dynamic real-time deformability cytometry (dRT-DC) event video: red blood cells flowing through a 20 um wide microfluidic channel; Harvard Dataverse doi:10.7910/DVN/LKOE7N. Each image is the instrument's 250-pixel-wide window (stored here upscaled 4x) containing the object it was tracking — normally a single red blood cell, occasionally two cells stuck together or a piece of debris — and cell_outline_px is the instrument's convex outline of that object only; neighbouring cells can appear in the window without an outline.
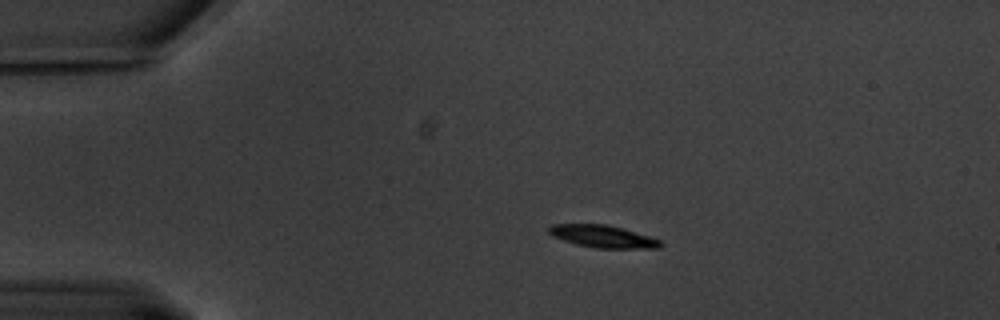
{"species": "common noctule bat (a hibernating species)", "species_latin": "Nyctalus noctula", "temperature_condition": "warm", "stored_images_in_passage": 51, "camera_frame_rate_fps": 3000, "um_per_image_px": 0.085, "animal": {"sex": "male", "body_mass_g": 20.1, "forearm_length_mm": 53.5}, "frame": {"image": 1, "passage_image": 1, "time_ms": 0.0, "image_size_px": [1000, 320], "cell_outline_px": [[664, 244], [660, 248], [596, 248], [576, 244], [552, 236], [548, 232], [548, 228], [552, 224], [608, 224], [648, 236], [660, 240]], "centroid_in_image_um": [51.23, 20.09], "position_along_channel_um": 33.8, "area_um2": 14.45}}
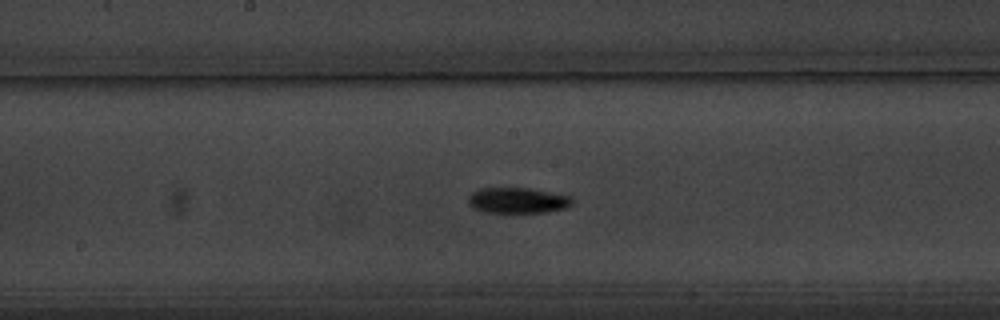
{"frame": {"image": 2, "passage_image": 21, "time_ms": 6.667, "image_size_px": [1000, 320], "cell_outline_px": [[572, 204], [568, 208], [548, 212], [484, 212], [472, 208], [468, 204], [468, 196], [472, 192], [480, 188], [532, 188], [572, 196]], "centroid_in_image_um": [44.01, 17.03], "position_along_channel_um": 204.2, "area_um2": 15.78}}
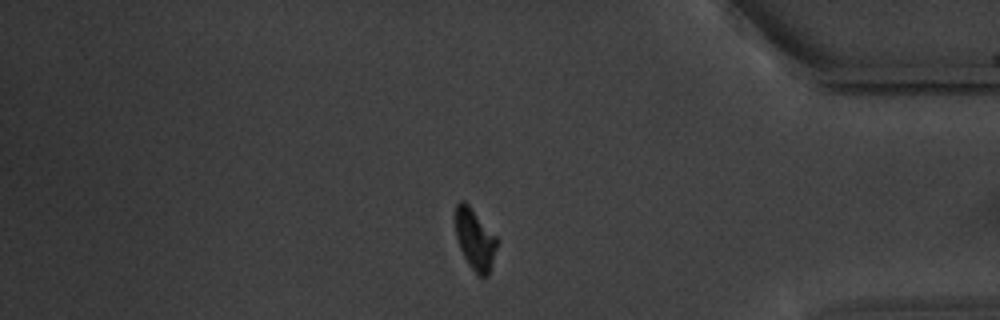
{"frame": {"image": 3, "passage_image": 41, "time_ms": 13.333, "image_size_px": [1000, 320], "cell_outline_px": [[500, 240], [488, 276], [480, 276], [468, 264], [460, 248], [456, 236], [456, 204], [460, 200], [464, 200], [468, 204]], "centroid_in_image_um": [40.4, 20.34], "position_along_channel_um": 394.8, "area_um2": 14.74}, "authors_computed_cell_mechanics": {"area_um2": 14.9702, "velocity_mm_per_s": 3.2469, "shape_relaxation_time_tau1_ms": 2.5054, "shape_relaxation_time_tau2_ms": null, "deformation_change_tau1": 0.1349, "deformation_change_tau2": null}}